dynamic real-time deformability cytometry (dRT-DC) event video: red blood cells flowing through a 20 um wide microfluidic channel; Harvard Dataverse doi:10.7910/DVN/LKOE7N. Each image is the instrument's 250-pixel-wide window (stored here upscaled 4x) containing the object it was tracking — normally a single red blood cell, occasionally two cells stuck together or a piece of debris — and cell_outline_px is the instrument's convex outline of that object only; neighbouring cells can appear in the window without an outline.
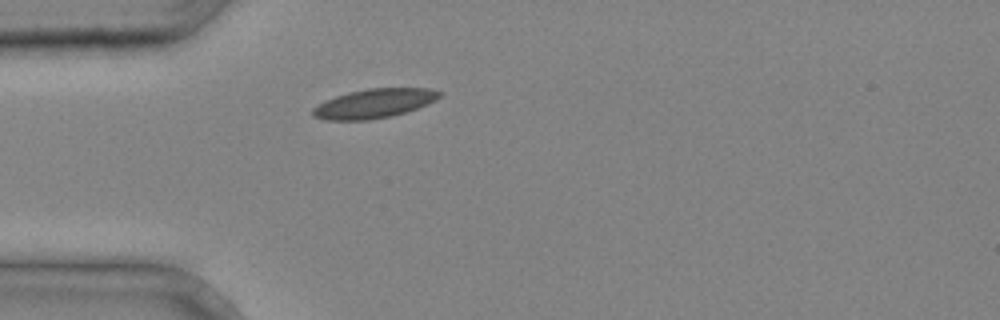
{"species": "common noctule bat (a hibernating species)", "species_latin": "Nyctalus noctula", "temperature_condition": "cold", "stored_images_in_passage": 1, "camera_frame_rate_fps": 3000, "um_per_image_px": 0.085, "animal": {"sex": "male", "body_mass_g": 20.4}, "frame": {"image": 1, "passage_image": 1, "time_ms": 0.0, "image_size_px": [1000, 320], "cell_outline_px": [[444, 92], [436, 100], [428, 104], [392, 116], [368, 120], [324, 120], [312, 116], [312, 108], [324, 100], [348, 92], [368, 88], [428, 88]], "centroid_in_image_um": [31.78, 8.79], "position_along_channel_um": 53.2, "area_um2": 21.68}}